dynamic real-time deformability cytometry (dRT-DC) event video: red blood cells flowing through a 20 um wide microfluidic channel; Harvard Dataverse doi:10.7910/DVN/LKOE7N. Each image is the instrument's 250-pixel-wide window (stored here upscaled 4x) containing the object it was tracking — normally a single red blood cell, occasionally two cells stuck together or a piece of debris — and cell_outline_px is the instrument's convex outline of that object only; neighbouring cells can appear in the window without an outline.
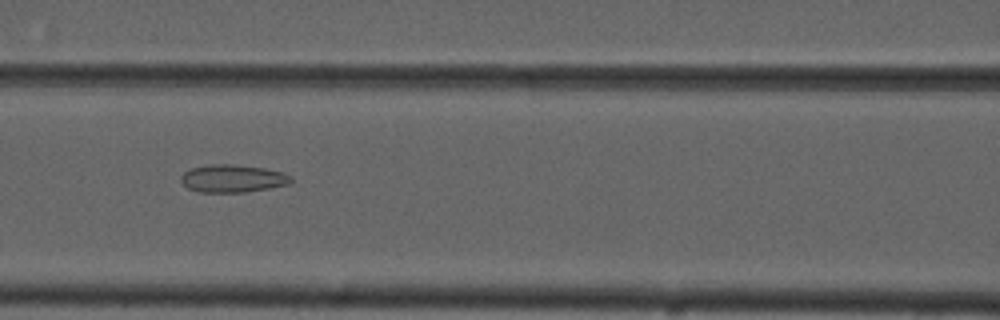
{"species": "common noctule bat (a hibernating species)", "species_latin": "Nyctalus noctula", "temperature_condition": "cold", "stored_images_in_passage": 56, "camera_frame_rate_fps": 3000, "um_per_image_px": 0.085, "animal": {"sex": "male", "forearm_length_mm": 52.5}, "frame": {"image": 1, "passage_image": 25, "time_ms": 8.0, "image_size_px": [1000, 320], "cell_outline_px": [[292, 184], [244, 192], [196, 192], [188, 188], [180, 180], [180, 176], [184, 172], [192, 168], [208, 164], [232, 164], [264, 168], [284, 172], [292, 176]], "centroid_in_image_um": [19.79, 15.17], "position_along_channel_um": 146.8, "area_um2": 17.92}}
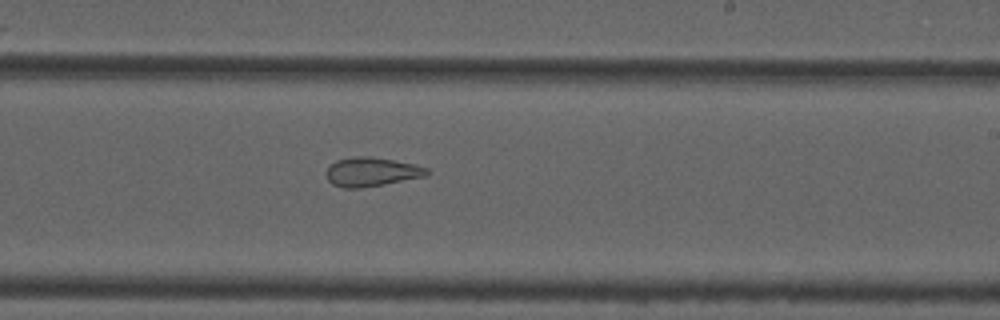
{"frame": {"image": 2, "passage_image": 34, "time_ms": 11.0, "image_size_px": [1000, 320], "cell_outline_px": [[428, 176], [384, 184], [360, 188], [344, 188], [332, 184], [328, 180], [324, 172], [336, 160], [356, 156], [368, 156], [392, 160], [412, 164], [428, 168]], "centroid_in_image_um": [31.56, 14.62], "position_along_channel_um": 257.4, "area_um2": 16.94}}
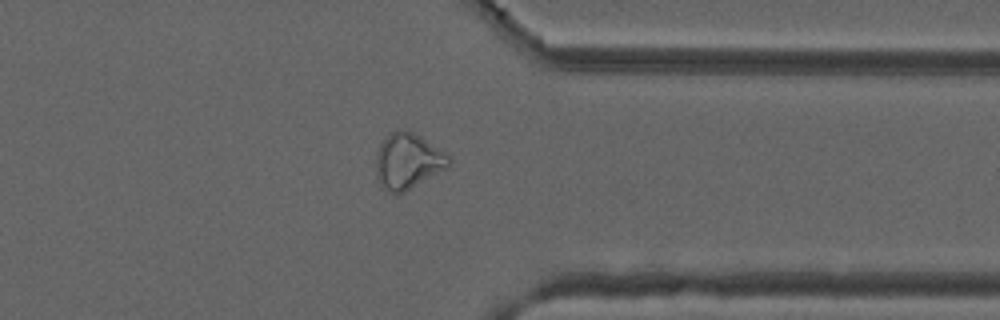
{"frame": {"image": 3, "passage_image": 44, "time_ms": 14.333, "image_size_px": [1000, 320], "cell_outline_px": [[452, 160], [448, 168], [404, 192], [396, 196], [384, 188], [380, 184], [376, 176], [376, 152], [380, 144], [388, 132], [400, 128], [408, 128], [452, 156]], "centroid_in_image_um": [34.68, 13.66], "position_along_channel_um": 376.7, "area_um2": 24.33}, "authors_computed_cell_mechanics": {"area_um2": 23.0911, "velocity_mm_per_s": 3.699, "shape_relaxation_time_tau1_ms": null, "shape_relaxation_time_tau2_ms": 3.9953, "deformation_change_tau1": null, "deformation_change_tau2": 0.1202}}